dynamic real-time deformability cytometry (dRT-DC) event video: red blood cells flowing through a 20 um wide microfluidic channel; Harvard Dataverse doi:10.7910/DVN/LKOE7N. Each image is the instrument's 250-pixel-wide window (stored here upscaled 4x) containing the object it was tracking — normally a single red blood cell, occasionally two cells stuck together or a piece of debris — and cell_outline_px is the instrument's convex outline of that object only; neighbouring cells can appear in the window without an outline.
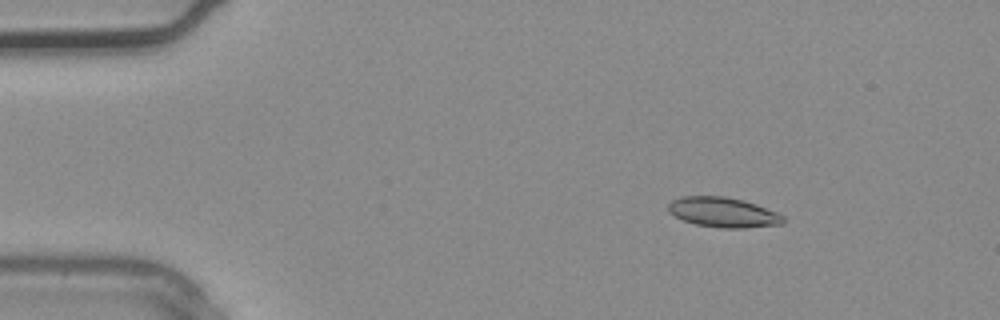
{"species": "common noctule bat (a hibernating species)", "species_latin": "Nyctalus noctula", "temperature_condition": "warm", "stored_images_in_passage": 2, "camera_frame_rate_fps": 3000, "um_per_image_px": 0.085, "animal": {"sex": "male", "body_mass_g": 20.4}, "frame": {"image": 1, "passage_image": 1, "time_ms": 0.0, "image_size_px": [1000, 320], "cell_outline_px": [[784, 224], [744, 228], [720, 228], [696, 224], [684, 220], [668, 212], [668, 204], [672, 200], [684, 196], [724, 196], [744, 200], [756, 204], [776, 212], [784, 216]], "centroid_in_image_um": [61.48, 18.05], "position_along_channel_um": 23.5, "area_um2": 20.06}}